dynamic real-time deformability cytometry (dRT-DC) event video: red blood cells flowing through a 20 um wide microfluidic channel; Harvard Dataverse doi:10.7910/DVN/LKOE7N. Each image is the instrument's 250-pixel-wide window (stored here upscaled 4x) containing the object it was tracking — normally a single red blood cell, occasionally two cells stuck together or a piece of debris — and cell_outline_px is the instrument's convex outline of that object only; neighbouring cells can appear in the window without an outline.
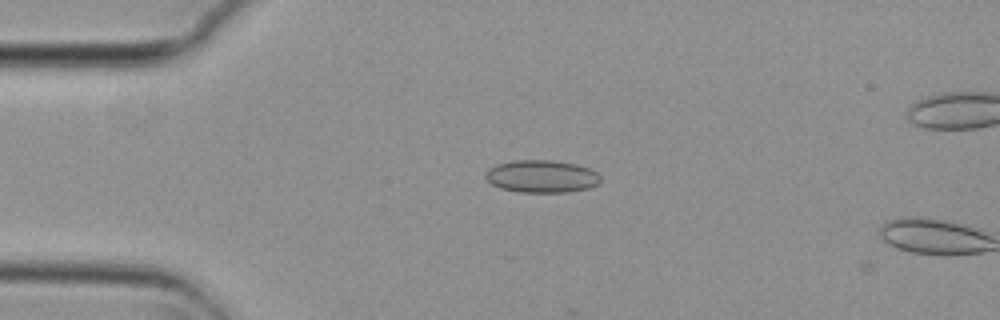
{"species": "common noctule bat (a hibernating species)", "species_latin": "Nyctalus noctula", "temperature_condition": "cold", "stored_images_in_passage": 3, "camera_frame_rate_fps": 3000, "um_per_image_px": 0.085, "animal": {"sex": "female", "body_mass_g": 29.2, "forearm_length_mm": 56.3}, "frame": {"image": 1, "passage_image": 1, "time_ms": 0.0, "image_size_px": [1000, 320], "cell_outline_px": [[600, 180], [596, 184], [588, 188], [568, 192], [520, 192], [500, 188], [492, 184], [484, 176], [484, 172], [488, 168], [496, 164], [516, 160], [552, 160], [576, 164], [588, 168], [596, 172], [600, 176]], "centroid_in_image_um": [46.0, 14.98], "position_along_channel_um": 39.0, "area_um2": 21.79}}